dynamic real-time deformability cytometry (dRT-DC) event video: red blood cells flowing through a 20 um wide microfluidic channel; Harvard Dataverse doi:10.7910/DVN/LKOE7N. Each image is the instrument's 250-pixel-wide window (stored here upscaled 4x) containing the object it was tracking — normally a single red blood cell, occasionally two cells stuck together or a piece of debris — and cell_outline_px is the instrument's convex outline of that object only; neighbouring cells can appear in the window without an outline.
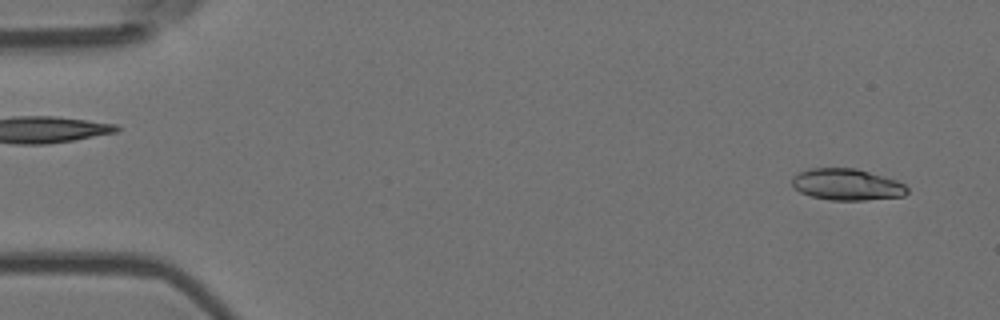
{"species": "Egyptian fruit bat (a non-hibernating species)", "species_latin": "Rousettus aegyptiacus", "temperature_condition": "room temperature", "stored_images_in_passage": 24, "camera_frame_rate_fps": 3000, "um_per_image_px": 0.085, "animal": {"sex": "female"}, "frame": {"image": 1, "passage_image": 3, "time_ms": 0.667, "image_size_px": [1000, 320], "cell_outline_px": [[908, 192], [904, 196], [864, 200], [828, 200], [812, 196], [800, 192], [792, 184], [792, 176], [808, 168], [856, 168], [884, 176], [896, 180], [904, 184], [908, 188]], "centroid_in_image_um": [71.99, 15.68], "position_along_channel_um": 13.0, "area_um2": 21.15}}
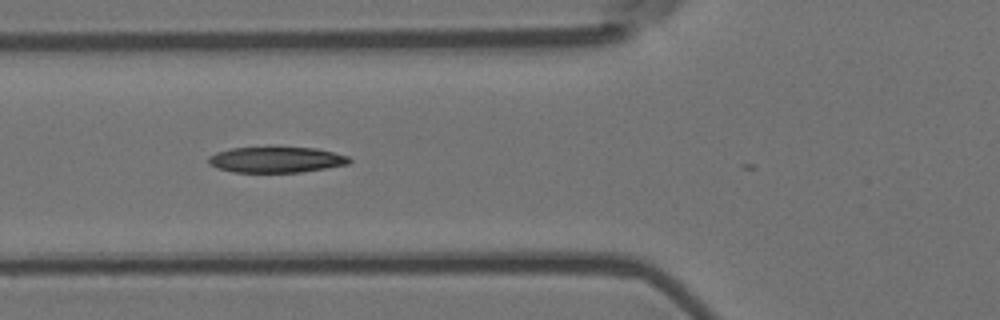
{"frame": {"image": 2, "passage_image": 20, "time_ms": 6.333, "image_size_px": [1000, 320], "cell_outline_px": [[352, 160], [348, 164], [300, 172], [232, 172], [216, 168], [208, 164], [208, 156], [216, 152], [232, 148], [316, 148], [348, 156]], "centroid_in_image_um": [23.43, 13.58], "position_along_channel_um": 102.4, "area_um2": 20.92}}
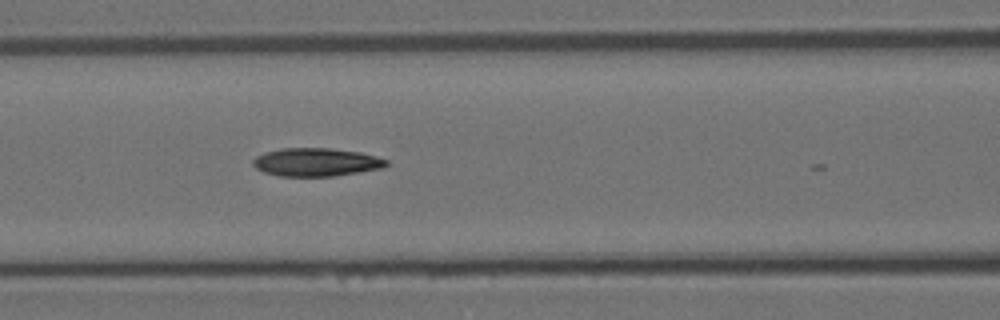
{"frame": {"image": 3, "passage_image": 23, "time_ms": 7.333, "image_size_px": [1000, 320], "cell_outline_px": [[388, 164], [384, 168], [360, 172], [332, 176], [280, 176], [264, 172], [256, 168], [252, 164], [252, 160], [256, 156], [264, 152], [280, 148], [328, 148], [360, 152], [376, 156], [388, 160]], "centroid_in_image_um": [26.87, 13.78], "position_along_channel_um": 139.7, "area_um2": 22.02}}